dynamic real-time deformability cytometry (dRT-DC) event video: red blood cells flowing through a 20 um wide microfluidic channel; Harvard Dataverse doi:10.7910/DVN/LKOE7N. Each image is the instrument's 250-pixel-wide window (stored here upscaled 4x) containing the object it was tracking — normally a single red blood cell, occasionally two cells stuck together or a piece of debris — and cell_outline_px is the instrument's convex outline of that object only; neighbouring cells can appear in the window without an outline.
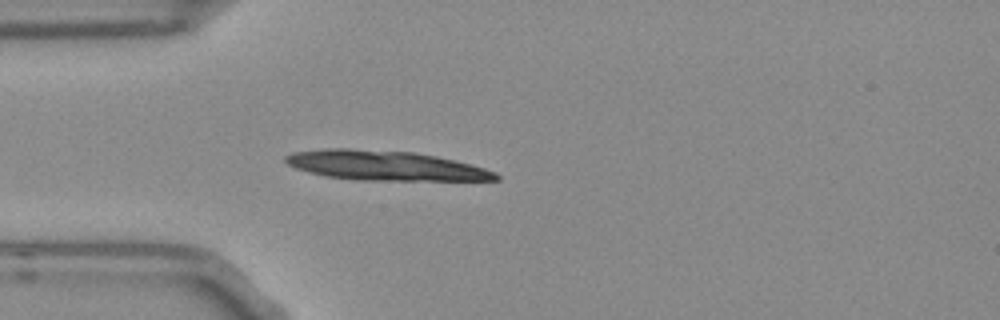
{"species": "Egyptian fruit bat (a non-hibernating species)", "species_latin": "Rousettus aegyptiacus", "temperature_condition": "room temperature", "stored_images_in_passage": 3, "camera_frame_rate_fps": 3000, "um_per_image_px": 0.085, "frame": {"image": 1, "passage_image": 1, "time_ms": 0.0, "image_size_px": [1000, 320], "cell_outline_px": [[500, 180], [356, 180], [328, 176], [308, 172], [296, 168], [288, 164], [284, 160], [284, 156], [292, 152], [324, 148], [348, 148], [412, 152], [436, 156], [456, 160], [472, 164], [496, 172], [500, 176]], "centroid_in_image_um": [32.73, 14.07], "position_along_channel_um": 52.3, "area_um2": 36.41}}